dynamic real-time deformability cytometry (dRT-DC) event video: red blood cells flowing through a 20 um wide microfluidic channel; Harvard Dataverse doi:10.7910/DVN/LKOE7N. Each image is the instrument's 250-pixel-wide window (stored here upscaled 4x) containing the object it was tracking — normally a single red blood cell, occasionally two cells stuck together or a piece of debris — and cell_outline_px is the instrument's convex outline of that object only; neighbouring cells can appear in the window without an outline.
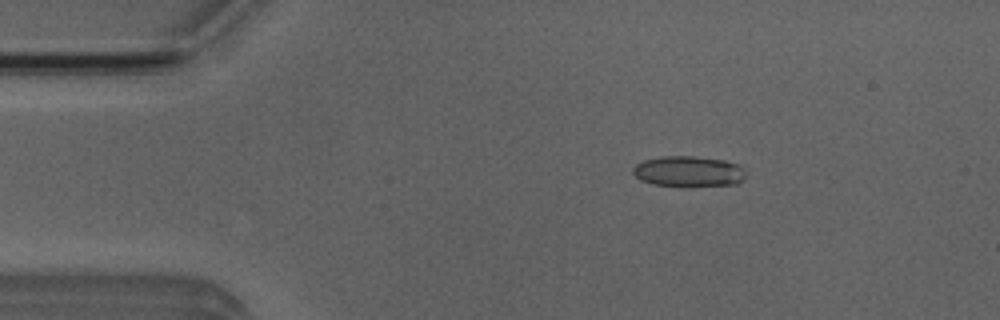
{"species": "Egyptian fruit bat (a non-hibernating species)", "species_latin": "Rousettus aegyptiacus", "temperature_condition": "room temperature", "stored_images_in_passage": 14, "camera_frame_rate_fps": 3000, "um_per_image_px": 0.085, "animal": {"sex": "male"}, "frame": {"image": 1, "passage_image": 8, "time_ms": 2.333, "image_size_px": [1000, 320], "cell_outline_px": [[744, 176], [736, 184], [688, 188], [680, 188], [652, 184], [640, 180], [632, 172], [632, 168], [636, 164], [644, 160], [664, 156], [692, 156], [724, 160], [740, 164], [744, 172]], "centroid_in_image_um": [58.5, 14.6], "position_along_channel_um": 26.5, "area_um2": 20.69}}